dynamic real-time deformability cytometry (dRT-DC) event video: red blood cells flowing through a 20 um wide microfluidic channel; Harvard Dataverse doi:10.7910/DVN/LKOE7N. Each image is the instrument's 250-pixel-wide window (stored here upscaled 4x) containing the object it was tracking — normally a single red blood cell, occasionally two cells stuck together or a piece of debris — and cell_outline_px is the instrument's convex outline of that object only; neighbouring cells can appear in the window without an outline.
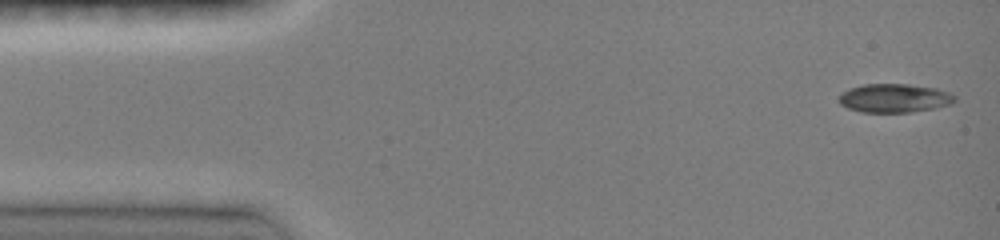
{"species": "common noctule bat (a hibernating species)", "species_latin": "Nyctalus noctula", "temperature_condition": "room temperature", "stored_images_in_passage": 24, "camera_frame_rate_fps": 3000, "um_per_image_px": 0.085, "animal": {"sex": "female", "body_mass_g": 19.0, "forearm_length_mm": 51.5}, "frame": {"image": 1, "passage_image": 1, "time_ms": 0.0, "image_size_px": [1000, 240], "cell_outline_px": [[956, 100], [952, 104], [936, 108], [912, 112], [860, 112], [848, 108], [840, 104], [840, 96], [848, 88], [864, 84], [908, 84], [936, 88], [948, 92], [956, 96]], "centroid_in_image_um": [76.05, 8.34], "position_along_channel_um": 8.9, "area_um2": 19.42}}
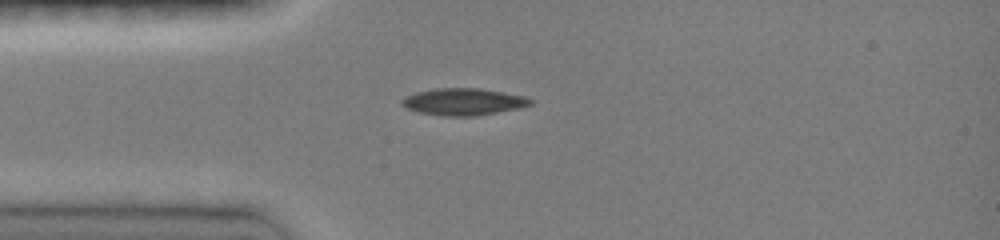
{"frame": {"image": 2, "passage_image": 10, "time_ms": 3.333, "image_size_px": [1000, 240], "cell_outline_px": [[532, 104], [520, 108], [476, 116], [440, 116], [420, 112], [408, 108], [400, 104], [400, 100], [404, 96], [416, 92], [436, 88], [480, 88], [524, 96], [532, 100]], "centroid_in_image_um": [39.37, 8.65], "position_along_channel_um": 45.6, "area_um2": 20.23}}
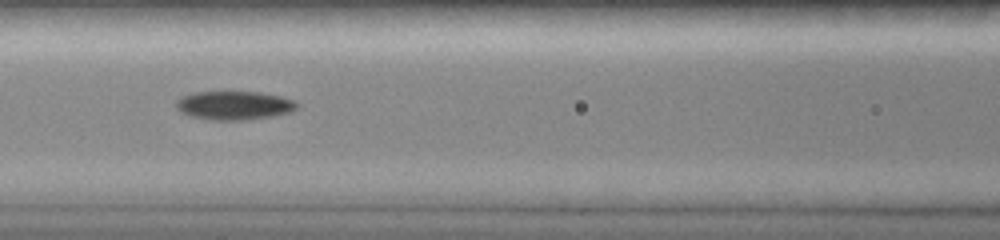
{"frame": {"image": 3, "passage_image": 19, "time_ms": 6.0, "image_size_px": [1000, 240], "cell_outline_px": [[300, 108], [292, 112], [272, 116], [248, 120], [212, 120], [192, 116], [180, 112], [176, 108], [176, 100], [180, 96], [192, 92], [260, 92], [280, 96], [296, 100], [300, 104]], "centroid_in_image_um": [19.95, 8.96], "position_along_channel_um": 146.7, "area_um2": 20.58}}